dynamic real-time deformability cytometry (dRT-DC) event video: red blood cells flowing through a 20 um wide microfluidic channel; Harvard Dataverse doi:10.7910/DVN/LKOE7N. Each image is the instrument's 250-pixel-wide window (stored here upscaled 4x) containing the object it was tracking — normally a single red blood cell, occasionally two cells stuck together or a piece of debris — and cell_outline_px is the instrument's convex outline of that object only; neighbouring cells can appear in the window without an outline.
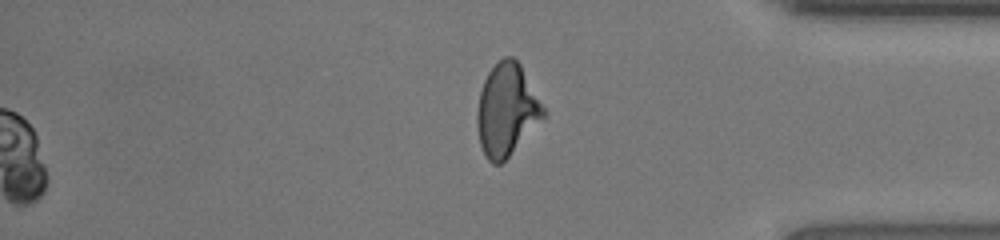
{"species": "human", "species_latin": "Homo sapiens", "temperature_condition": "room temperature", "stored_images_in_passage": 55, "segment_of_instrument_passage": [2, 2], "camera_frame_rate_fps": 3000, "um_per_image_px": 0.085, "donor": {"sex": "female"}, "frame": {"image": 1, "passage_image": 55, "time_ms": 18.0, "image_size_px": [1000, 240], "cell_outline_px": [[548, 112], [508, 156], [500, 164], [492, 164], [488, 160], [480, 144], [476, 124], [476, 112], [480, 92], [484, 80], [488, 72], [504, 56], [512, 56], [520, 64]], "centroid_in_image_um": [43.06, 9.32], "position_along_channel_um": 392.1, "area_um2": 35.26}}